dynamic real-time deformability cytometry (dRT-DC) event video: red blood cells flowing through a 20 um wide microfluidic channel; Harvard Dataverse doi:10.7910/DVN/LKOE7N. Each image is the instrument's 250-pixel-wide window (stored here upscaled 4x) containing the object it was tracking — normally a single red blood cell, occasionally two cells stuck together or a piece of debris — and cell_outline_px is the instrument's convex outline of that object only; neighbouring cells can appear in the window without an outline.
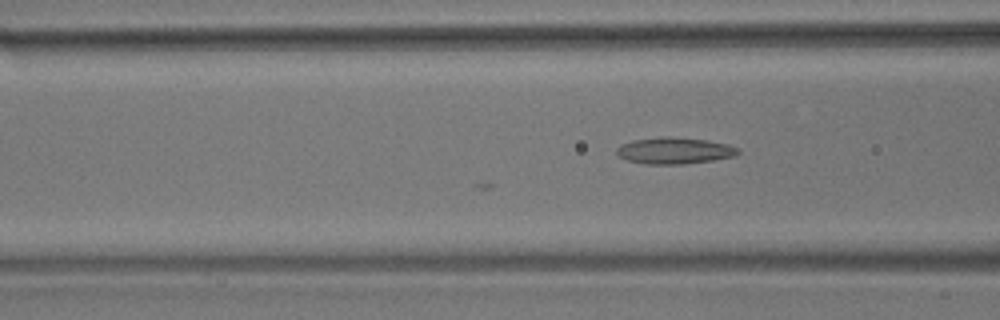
{"species": "common noctule bat (a hibernating species)", "species_latin": "Nyctalus noctula", "temperature_condition": "room temperature", "stored_images_in_passage": 5, "camera_frame_rate_fps": 3000, "um_per_image_px": 0.085, "animal": {"sex": "male", "body_mass_g": 17.9}, "frame": {"image": 1, "passage_image": 5, "time_ms": 1.333, "image_size_px": [1000, 320], "cell_outline_px": [[740, 152], [736, 156], [712, 160], [684, 164], [644, 164], [628, 160], [620, 156], [616, 152], [616, 148], [620, 144], [632, 140], [664, 136], [668, 136], [704, 140], [728, 144], [740, 148]], "centroid_in_image_um": [57.33, 12.8], "position_along_channel_um": 109.3, "area_um2": 18.79}}